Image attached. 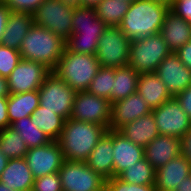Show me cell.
I'll use <instances>...</instances> for the list:
<instances>
[{"label":"cell","instance_id":"cell-1","mask_svg":"<svg viewBox=\"0 0 191 191\" xmlns=\"http://www.w3.org/2000/svg\"><path fill=\"white\" fill-rule=\"evenodd\" d=\"M107 129L101 125L65 120L64 128L57 142L60 144L64 159L73 162H86L89 154L97 145Z\"/></svg>","mask_w":191,"mask_h":191},{"label":"cell","instance_id":"cell-2","mask_svg":"<svg viewBox=\"0 0 191 191\" xmlns=\"http://www.w3.org/2000/svg\"><path fill=\"white\" fill-rule=\"evenodd\" d=\"M169 6L153 0H135L124 15L120 30L131 41L160 33Z\"/></svg>","mask_w":191,"mask_h":191},{"label":"cell","instance_id":"cell-3","mask_svg":"<svg viewBox=\"0 0 191 191\" xmlns=\"http://www.w3.org/2000/svg\"><path fill=\"white\" fill-rule=\"evenodd\" d=\"M65 41L49 29L33 24L19 49L21 59L42 63L53 71L61 58Z\"/></svg>","mask_w":191,"mask_h":191},{"label":"cell","instance_id":"cell-4","mask_svg":"<svg viewBox=\"0 0 191 191\" xmlns=\"http://www.w3.org/2000/svg\"><path fill=\"white\" fill-rule=\"evenodd\" d=\"M106 28L95 8H74L72 34L65 41V48L73 53L96 55L97 44Z\"/></svg>","mask_w":191,"mask_h":191},{"label":"cell","instance_id":"cell-5","mask_svg":"<svg viewBox=\"0 0 191 191\" xmlns=\"http://www.w3.org/2000/svg\"><path fill=\"white\" fill-rule=\"evenodd\" d=\"M101 64L95 55L73 53L64 48L52 71L76 92L87 91Z\"/></svg>","mask_w":191,"mask_h":191},{"label":"cell","instance_id":"cell-6","mask_svg":"<svg viewBox=\"0 0 191 191\" xmlns=\"http://www.w3.org/2000/svg\"><path fill=\"white\" fill-rule=\"evenodd\" d=\"M172 51L160 33L131 41L128 65L138 74L155 73L160 62Z\"/></svg>","mask_w":191,"mask_h":191},{"label":"cell","instance_id":"cell-7","mask_svg":"<svg viewBox=\"0 0 191 191\" xmlns=\"http://www.w3.org/2000/svg\"><path fill=\"white\" fill-rule=\"evenodd\" d=\"M38 92L39 106L55 112L65 120L70 118L76 91L65 81L51 72L38 89Z\"/></svg>","mask_w":191,"mask_h":191},{"label":"cell","instance_id":"cell-8","mask_svg":"<svg viewBox=\"0 0 191 191\" xmlns=\"http://www.w3.org/2000/svg\"><path fill=\"white\" fill-rule=\"evenodd\" d=\"M131 40L119 27H107L100 36L96 57L103 68H119L129 63Z\"/></svg>","mask_w":191,"mask_h":191},{"label":"cell","instance_id":"cell-9","mask_svg":"<svg viewBox=\"0 0 191 191\" xmlns=\"http://www.w3.org/2000/svg\"><path fill=\"white\" fill-rule=\"evenodd\" d=\"M74 8L60 0H45L33 13L34 24L66 41L72 34Z\"/></svg>","mask_w":191,"mask_h":191},{"label":"cell","instance_id":"cell-10","mask_svg":"<svg viewBox=\"0 0 191 191\" xmlns=\"http://www.w3.org/2000/svg\"><path fill=\"white\" fill-rule=\"evenodd\" d=\"M58 174L63 191H105L106 179L86 162L65 160Z\"/></svg>","mask_w":191,"mask_h":191},{"label":"cell","instance_id":"cell-11","mask_svg":"<svg viewBox=\"0 0 191 191\" xmlns=\"http://www.w3.org/2000/svg\"><path fill=\"white\" fill-rule=\"evenodd\" d=\"M70 118L101 125L108 130L111 119V102L88 91L76 92Z\"/></svg>","mask_w":191,"mask_h":191},{"label":"cell","instance_id":"cell-12","mask_svg":"<svg viewBox=\"0 0 191 191\" xmlns=\"http://www.w3.org/2000/svg\"><path fill=\"white\" fill-rule=\"evenodd\" d=\"M151 112L159 135L174 136L181 139L191 127V119L181 108L175 97L152 109Z\"/></svg>","mask_w":191,"mask_h":191},{"label":"cell","instance_id":"cell-13","mask_svg":"<svg viewBox=\"0 0 191 191\" xmlns=\"http://www.w3.org/2000/svg\"><path fill=\"white\" fill-rule=\"evenodd\" d=\"M51 72L42 63L21 59L8 77L9 93L38 90Z\"/></svg>","mask_w":191,"mask_h":191},{"label":"cell","instance_id":"cell-14","mask_svg":"<svg viewBox=\"0 0 191 191\" xmlns=\"http://www.w3.org/2000/svg\"><path fill=\"white\" fill-rule=\"evenodd\" d=\"M25 159L34 178L57 173L65 161L57 141L28 149Z\"/></svg>","mask_w":191,"mask_h":191},{"label":"cell","instance_id":"cell-15","mask_svg":"<svg viewBox=\"0 0 191 191\" xmlns=\"http://www.w3.org/2000/svg\"><path fill=\"white\" fill-rule=\"evenodd\" d=\"M155 74L172 97L191 85V69L185 66L174 52L160 62Z\"/></svg>","mask_w":191,"mask_h":191},{"label":"cell","instance_id":"cell-16","mask_svg":"<svg viewBox=\"0 0 191 191\" xmlns=\"http://www.w3.org/2000/svg\"><path fill=\"white\" fill-rule=\"evenodd\" d=\"M151 112V108L139 93L129 95L111 104L110 130H119L125 124Z\"/></svg>","mask_w":191,"mask_h":191},{"label":"cell","instance_id":"cell-17","mask_svg":"<svg viewBox=\"0 0 191 191\" xmlns=\"http://www.w3.org/2000/svg\"><path fill=\"white\" fill-rule=\"evenodd\" d=\"M180 154L181 139L174 136L158 135L144 147V156L155 170Z\"/></svg>","mask_w":191,"mask_h":191},{"label":"cell","instance_id":"cell-18","mask_svg":"<svg viewBox=\"0 0 191 191\" xmlns=\"http://www.w3.org/2000/svg\"><path fill=\"white\" fill-rule=\"evenodd\" d=\"M86 164L108 180L114 177L113 130L108 129L89 154Z\"/></svg>","mask_w":191,"mask_h":191},{"label":"cell","instance_id":"cell-19","mask_svg":"<svg viewBox=\"0 0 191 191\" xmlns=\"http://www.w3.org/2000/svg\"><path fill=\"white\" fill-rule=\"evenodd\" d=\"M144 157V147L134 144L118 130H113L114 177Z\"/></svg>","mask_w":191,"mask_h":191},{"label":"cell","instance_id":"cell-20","mask_svg":"<svg viewBox=\"0 0 191 191\" xmlns=\"http://www.w3.org/2000/svg\"><path fill=\"white\" fill-rule=\"evenodd\" d=\"M191 174V165L180 154L171 159L167 164L156 170L155 188L161 190L174 191L183 178Z\"/></svg>","mask_w":191,"mask_h":191},{"label":"cell","instance_id":"cell-21","mask_svg":"<svg viewBox=\"0 0 191 191\" xmlns=\"http://www.w3.org/2000/svg\"><path fill=\"white\" fill-rule=\"evenodd\" d=\"M160 34L170 50L175 53L191 41V23L169 10L165 14Z\"/></svg>","mask_w":191,"mask_h":191},{"label":"cell","instance_id":"cell-22","mask_svg":"<svg viewBox=\"0 0 191 191\" xmlns=\"http://www.w3.org/2000/svg\"><path fill=\"white\" fill-rule=\"evenodd\" d=\"M34 179L25 158L9 159L0 176V182L15 191H32Z\"/></svg>","mask_w":191,"mask_h":191},{"label":"cell","instance_id":"cell-23","mask_svg":"<svg viewBox=\"0 0 191 191\" xmlns=\"http://www.w3.org/2000/svg\"><path fill=\"white\" fill-rule=\"evenodd\" d=\"M136 92L141 95L151 110L172 98L165 84L155 73L139 74Z\"/></svg>","mask_w":191,"mask_h":191},{"label":"cell","instance_id":"cell-24","mask_svg":"<svg viewBox=\"0 0 191 191\" xmlns=\"http://www.w3.org/2000/svg\"><path fill=\"white\" fill-rule=\"evenodd\" d=\"M118 131L128 140L142 147H146L159 135L152 112L134 120L133 122L125 124Z\"/></svg>","mask_w":191,"mask_h":191},{"label":"cell","instance_id":"cell-25","mask_svg":"<svg viewBox=\"0 0 191 191\" xmlns=\"http://www.w3.org/2000/svg\"><path fill=\"white\" fill-rule=\"evenodd\" d=\"M33 24V14L11 12L1 39V44L19 50L23 39Z\"/></svg>","mask_w":191,"mask_h":191},{"label":"cell","instance_id":"cell-26","mask_svg":"<svg viewBox=\"0 0 191 191\" xmlns=\"http://www.w3.org/2000/svg\"><path fill=\"white\" fill-rule=\"evenodd\" d=\"M39 103L38 90L10 94L7 105L10 125L23 117L31 116L33 111L39 106Z\"/></svg>","mask_w":191,"mask_h":191},{"label":"cell","instance_id":"cell-27","mask_svg":"<svg viewBox=\"0 0 191 191\" xmlns=\"http://www.w3.org/2000/svg\"><path fill=\"white\" fill-rule=\"evenodd\" d=\"M139 74L129 65L114 68L111 104L136 93Z\"/></svg>","mask_w":191,"mask_h":191},{"label":"cell","instance_id":"cell-28","mask_svg":"<svg viewBox=\"0 0 191 191\" xmlns=\"http://www.w3.org/2000/svg\"><path fill=\"white\" fill-rule=\"evenodd\" d=\"M33 124L44 132L52 141H57L64 128L65 119L55 112L38 106L31 115Z\"/></svg>","mask_w":191,"mask_h":191},{"label":"cell","instance_id":"cell-29","mask_svg":"<svg viewBox=\"0 0 191 191\" xmlns=\"http://www.w3.org/2000/svg\"><path fill=\"white\" fill-rule=\"evenodd\" d=\"M129 2L124 0H102L96 7L98 18L107 27H119L124 15L130 7Z\"/></svg>","mask_w":191,"mask_h":191},{"label":"cell","instance_id":"cell-30","mask_svg":"<svg viewBox=\"0 0 191 191\" xmlns=\"http://www.w3.org/2000/svg\"><path fill=\"white\" fill-rule=\"evenodd\" d=\"M156 170L150 162L144 157L136 161L135 165L126 168L117 177L130 184L136 185H155Z\"/></svg>","mask_w":191,"mask_h":191},{"label":"cell","instance_id":"cell-31","mask_svg":"<svg viewBox=\"0 0 191 191\" xmlns=\"http://www.w3.org/2000/svg\"><path fill=\"white\" fill-rule=\"evenodd\" d=\"M10 127L20 134L28 149L52 142L42 130L33 124L31 116L23 117L13 122Z\"/></svg>","mask_w":191,"mask_h":191},{"label":"cell","instance_id":"cell-32","mask_svg":"<svg viewBox=\"0 0 191 191\" xmlns=\"http://www.w3.org/2000/svg\"><path fill=\"white\" fill-rule=\"evenodd\" d=\"M0 150L9 159L25 158L28 147L20 134L9 126L0 130Z\"/></svg>","mask_w":191,"mask_h":191},{"label":"cell","instance_id":"cell-33","mask_svg":"<svg viewBox=\"0 0 191 191\" xmlns=\"http://www.w3.org/2000/svg\"><path fill=\"white\" fill-rule=\"evenodd\" d=\"M114 68L101 67L92 79L87 91L98 97L106 98L111 102V90L113 87Z\"/></svg>","mask_w":191,"mask_h":191},{"label":"cell","instance_id":"cell-34","mask_svg":"<svg viewBox=\"0 0 191 191\" xmlns=\"http://www.w3.org/2000/svg\"><path fill=\"white\" fill-rule=\"evenodd\" d=\"M20 60L19 50L0 43V76L8 78Z\"/></svg>","mask_w":191,"mask_h":191},{"label":"cell","instance_id":"cell-35","mask_svg":"<svg viewBox=\"0 0 191 191\" xmlns=\"http://www.w3.org/2000/svg\"><path fill=\"white\" fill-rule=\"evenodd\" d=\"M32 191H63L58 172L35 178Z\"/></svg>","mask_w":191,"mask_h":191},{"label":"cell","instance_id":"cell-36","mask_svg":"<svg viewBox=\"0 0 191 191\" xmlns=\"http://www.w3.org/2000/svg\"><path fill=\"white\" fill-rule=\"evenodd\" d=\"M155 185H136L126 183L118 177L106 180L105 191H155Z\"/></svg>","mask_w":191,"mask_h":191},{"label":"cell","instance_id":"cell-37","mask_svg":"<svg viewBox=\"0 0 191 191\" xmlns=\"http://www.w3.org/2000/svg\"><path fill=\"white\" fill-rule=\"evenodd\" d=\"M11 12L33 14L45 0H1Z\"/></svg>","mask_w":191,"mask_h":191},{"label":"cell","instance_id":"cell-38","mask_svg":"<svg viewBox=\"0 0 191 191\" xmlns=\"http://www.w3.org/2000/svg\"><path fill=\"white\" fill-rule=\"evenodd\" d=\"M169 10L191 23V0H172Z\"/></svg>","mask_w":191,"mask_h":191},{"label":"cell","instance_id":"cell-39","mask_svg":"<svg viewBox=\"0 0 191 191\" xmlns=\"http://www.w3.org/2000/svg\"><path fill=\"white\" fill-rule=\"evenodd\" d=\"M181 108L191 119V85L175 96Z\"/></svg>","mask_w":191,"mask_h":191},{"label":"cell","instance_id":"cell-40","mask_svg":"<svg viewBox=\"0 0 191 191\" xmlns=\"http://www.w3.org/2000/svg\"><path fill=\"white\" fill-rule=\"evenodd\" d=\"M7 105L8 96H0V130L10 126Z\"/></svg>","mask_w":191,"mask_h":191},{"label":"cell","instance_id":"cell-41","mask_svg":"<svg viewBox=\"0 0 191 191\" xmlns=\"http://www.w3.org/2000/svg\"><path fill=\"white\" fill-rule=\"evenodd\" d=\"M182 155L191 165V127L181 138Z\"/></svg>","mask_w":191,"mask_h":191},{"label":"cell","instance_id":"cell-42","mask_svg":"<svg viewBox=\"0 0 191 191\" xmlns=\"http://www.w3.org/2000/svg\"><path fill=\"white\" fill-rule=\"evenodd\" d=\"M175 54L185 66L191 69V41L178 49Z\"/></svg>","mask_w":191,"mask_h":191},{"label":"cell","instance_id":"cell-43","mask_svg":"<svg viewBox=\"0 0 191 191\" xmlns=\"http://www.w3.org/2000/svg\"><path fill=\"white\" fill-rule=\"evenodd\" d=\"M11 10L0 0V43L4 34Z\"/></svg>","mask_w":191,"mask_h":191},{"label":"cell","instance_id":"cell-44","mask_svg":"<svg viewBox=\"0 0 191 191\" xmlns=\"http://www.w3.org/2000/svg\"><path fill=\"white\" fill-rule=\"evenodd\" d=\"M174 191H191V174L177 185Z\"/></svg>","mask_w":191,"mask_h":191},{"label":"cell","instance_id":"cell-45","mask_svg":"<svg viewBox=\"0 0 191 191\" xmlns=\"http://www.w3.org/2000/svg\"><path fill=\"white\" fill-rule=\"evenodd\" d=\"M8 78L0 76V96H9Z\"/></svg>","mask_w":191,"mask_h":191},{"label":"cell","instance_id":"cell-46","mask_svg":"<svg viewBox=\"0 0 191 191\" xmlns=\"http://www.w3.org/2000/svg\"><path fill=\"white\" fill-rule=\"evenodd\" d=\"M102 0H81V7L95 8Z\"/></svg>","mask_w":191,"mask_h":191},{"label":"cell","instance_id":"cell-47","mask_svg":"<svg viewBox=\"0 0 191 191\" xmlns=\"http://www.w3.org/2000/svg\"><path fill=\"white\" fill-rule=\"evenodd\" d=\"M9 161V158L6 157L3 152L0 150V176L3 172V170L5 169V167L7 166V163Z\"/></svg>","mask_w":191,"mask_h":191},{"label":"cell","instance_id":"cell-48","mask_svg":"<svg viewBox=\"0 0 191 191\" xmlns=\"http://www.w3.org/2000/svg\"><path fill=\"white\" fill-rule=\"evenodd\" d=\"M73 8L81 7V0H60Z\"/></svg>","mask_w":191,"mask_h":191},{"label":"cell","instance_id":"cell-49","mask_svg":"<svg viewBox=\"0 0 191 191\" xmlns=\"http://www.w3.org/2000/svg\"><path fill=\"white\" fill-rule=\"evenodd\" d=\"M0 191H15L14 189L8 188L3 183L0 182Z\"/></svg>","mask_w":191,"mask_h":191},{"label":"cell","instance_id":"cell-50","mask_svg":"<svg viewBox=\"0 0 191 191\" xmlns=\"http://www.w3.org/2000/svg\"><path fill=\"white\" fill-rule=\"evenodd\" d=\"M153 1L163 3L169 7L171 6V2H172V0H153Z\"/></svg>","mask_w":191,"mask_h":191},{"label":"cell","instance_id":"cell-51","mask_svg":"<svg viewBox=\"0 0 191 191\" xmlns=\"http://www.w3.org/2000/svg\"><path fill=\"white\" fill-rule=\"evenodd\" d=\"M124 1H127V2H129V3H132V2L135 1V0H124Z\"/></svg>","mask_w":191,"mask_h":191},{"label":"cell","instance_id":"cell-52","mask_svg":"<svg viewBox=\"0 0 191 191\" xmlns=\"http://www.w3.org/2000/svg\"><path fill=\"white\" fill-rule=\"evenodd\" d=\"M155 191H169V190L156 189Z\"/></svg>","mask_w":191,"mask_h":191}]
</instances>
